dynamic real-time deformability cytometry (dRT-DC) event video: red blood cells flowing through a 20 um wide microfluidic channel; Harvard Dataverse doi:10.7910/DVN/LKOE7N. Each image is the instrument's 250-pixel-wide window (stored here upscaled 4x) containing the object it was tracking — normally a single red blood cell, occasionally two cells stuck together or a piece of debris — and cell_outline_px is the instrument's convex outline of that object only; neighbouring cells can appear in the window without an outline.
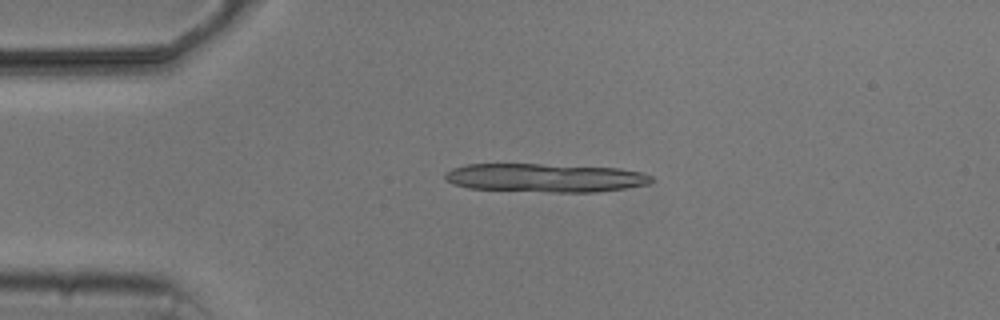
{"species": "common noctule bat (a hibernating species)", "species_latin": "Nyctalus noctula", "temperature_condition": "cold", "stored_images_in_passage": 3, "camera_frame_rate_fps": 3000, "um_per_image_px": 0.085, "animal": {"sex": "male", "body_mass_g": 20.5, "forearm_length_mm": 52.5}, "frame": {"image": 1, "passage_image": 2, "time_ms": 1.333, "image_size_px": [1000, 320], "cell_outline_px": [[656, 180], [648, 184], [624, 188], [596, 192], [552, 192], [468, 188], [452, 184], [444, 180], [444, 172], [452, 168], [468, 164], [540, 164], [620, 168], [644, 172], [652, 176]], "centroid_in_image_um": [46.34, 15.11], "position_along_channel_um": 38.7, "area_um2": 34.62}}